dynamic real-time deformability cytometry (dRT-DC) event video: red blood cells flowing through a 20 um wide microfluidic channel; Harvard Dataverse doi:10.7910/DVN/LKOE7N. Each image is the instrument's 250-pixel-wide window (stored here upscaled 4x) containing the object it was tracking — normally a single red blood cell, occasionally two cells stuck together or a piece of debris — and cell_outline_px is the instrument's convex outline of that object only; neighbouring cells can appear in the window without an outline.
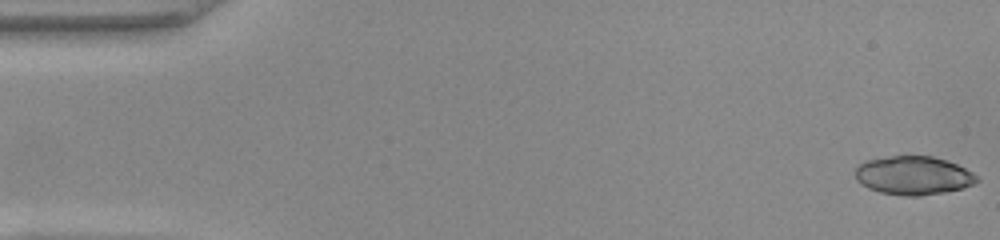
{"species": "common noctule bat (a hibernating species)", "species_latin": "Nyctalus noctula", "temperature_condition": "warm", "stored_images_in_passage": 49, "camera_frame_rate_fps": 3000, "um_per_image_px": 0.085, "animal": {"sex": "female", "body_mass_g": 22.0, "forearm_length_mm": 56.7}, "frame": {"image": 1, "passage_image": 1, "time_ms": 0.0, "image_size_px": [1000, 240], "cell_outline_px": [[980, 180], [964, 188], [944, 192], [920, 196], [904, 196], [880, 192], [868, 188], [860, 184], [856, 180], [856, 168], [864, 160], [892, 156], [932, 156], [956, 164], [972, 172]], "centroid_in_image_um": [77.61, 14.92], "position_along_channel_um": 7.4, "area_um2": 27.28}}